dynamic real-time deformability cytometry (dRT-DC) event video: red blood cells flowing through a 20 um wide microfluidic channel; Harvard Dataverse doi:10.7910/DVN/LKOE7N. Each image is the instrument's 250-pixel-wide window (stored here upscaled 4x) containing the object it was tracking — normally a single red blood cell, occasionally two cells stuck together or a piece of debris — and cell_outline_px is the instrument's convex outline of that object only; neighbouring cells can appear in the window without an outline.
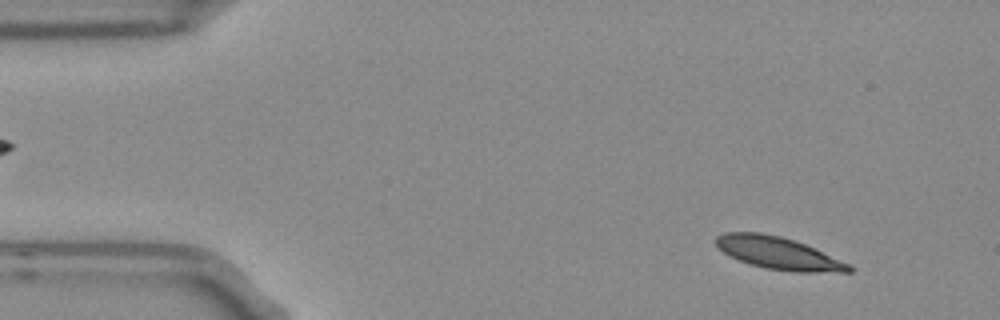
{"species": "Egyptian fruit bat (a non-hibernating species)", "species_latin": "Rousettus aegyptiacus", "temperature_condition": "room temperature", "stored_images_in_passage": 5, "camera_frame_rate_fps": 3000, "um_per_image_px": 0.085, "frame": {"image": 1, "passage_image": 1, "time_ms": 0.0, "image_size_px": [1000, 320], "cell_outline_px": [[852, 272], [792, 272], [764, 268], [740, 260], [724, 252], [716, 244], [716, 236], [724, 232], [760, 232], [780, 236], [804, 244], [848, 264], [852, 268]], "centroid_in_image_um": [66.13, 21.52], "position_along_channel_um": 18.9, "area_um2": 24.51}}
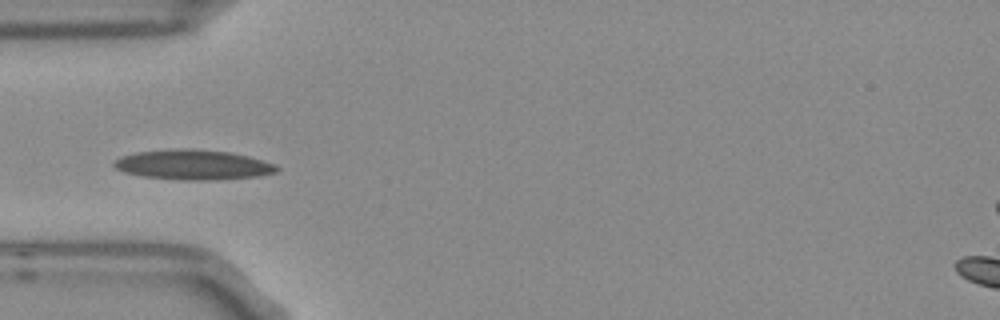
{"frame": {"image": 2, "passage_image": 4, "time_ms": 1.0, "image_size_px": [1000, 320], "cell_outline_px": [[280, 168], [276, 172], [256, 176], [220, 180], [180, 180], [140, 176], [124, 172], [116, 168], [112, 164], [116, 160], [124, 156], [136, 152], [188, 148], [192, 148], [228, 152], [248, 156], [276, 164]], "centroid_in_image_um": [16.44, 14.01], "position_along_channel_um": 68.6, "area_um2": 28.32}}
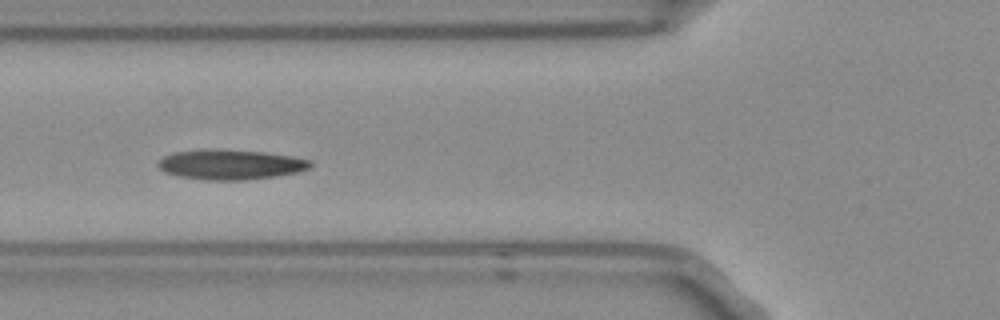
{"frame": {"image": 3, "passage_image": 5, "time_ms": 1.333, "image_size_px": [1000, 320], "cell_outline_px": [[312, 164], [308, 168], [296, 172], [276, 176], [244, 180], [204, 180], [180, 176], [164, 172], [156, 164], [164, 156], [172, 152], [264, 152], [312, 160]], "centroid_in_image_um": [19.61, 14.04], "position_along_channel_um": 106.2, "area_um2": 25.26}}